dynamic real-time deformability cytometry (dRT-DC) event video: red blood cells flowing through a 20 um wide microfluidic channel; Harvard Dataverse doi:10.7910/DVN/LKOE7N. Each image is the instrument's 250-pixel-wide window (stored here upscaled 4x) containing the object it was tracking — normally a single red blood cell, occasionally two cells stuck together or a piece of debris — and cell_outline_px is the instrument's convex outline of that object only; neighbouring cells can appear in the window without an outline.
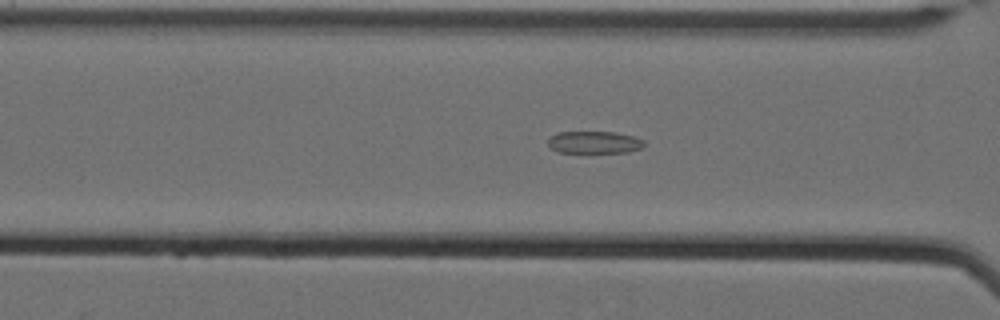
{"species": "Egyptian fruit bat (a non-hibernating species)", "species_latin": "Rousettus aegyptiacus", "temperature_condition": "cold", "stored_images_in_passage": 48, "camera_frame_rate_fps": 3000, "um_per_image_px": 0.085, "animal": {"sex": "female"}, "frame": {"image": 1, "passage_image": 14, "time_ms": 4.333, "image_size_px": [1000, 320], "cell_outline_px": [[644, 148], [628, 152], [556, 152], [548, 144], [548, 136], [556, 132], [616, 132], [632, 136], [644, 140]], "centroid_in_image_um": [50.5, 12.09], "position_along_channel_um": 116.1, "area_um2": 12.54}}
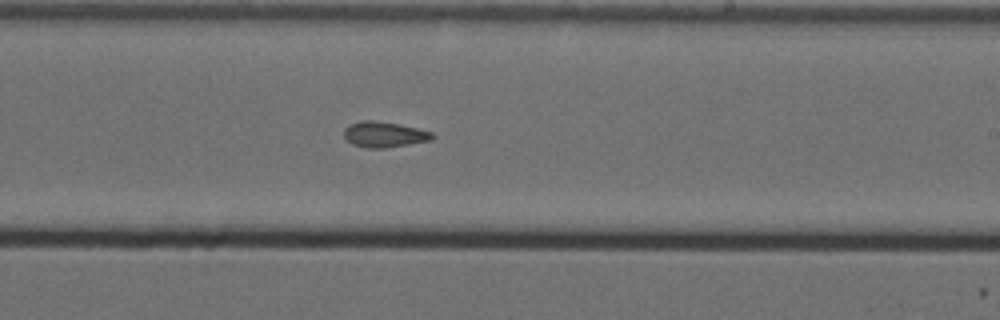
{"frame": {"image": 2, "passage_image": 26, "time_ms": 8.333, "image_size_px": [1000, 320], "cell_outline_px": [[436, 136], [432, 140], [384, 148], [368, 148], [352, 144], [344, 136], [344, 128], [348, 124], [360, 120], [372, 120], [400, 124], [432, 132]], "centroid_in_image_um": [32.65, 11.42], "position_along_channel_um": 256.4, "area_um2": 13.24}}
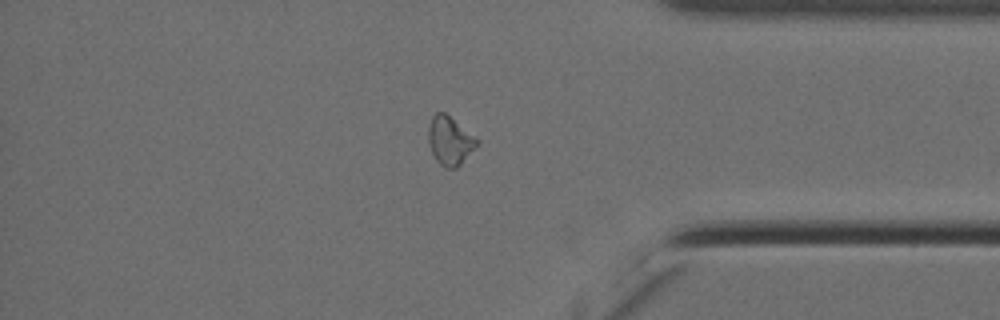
{"frame": {"image": 3, "passage_image": 39, "time_ms": 12.667, "image_size_px": [1000, 320], "cell_outline_px": [[480, 144], [456, 168], [444, 168], [436, 160], [428, 144], [428, 124], [432, 116], [436, 112], [444, 112], [476, 136], [480, 140]], "centroid_in_image_um": [38.25, 11.95], "position_along_channel_um": 396.9, "area_um2": 13.99}, "authors_computed_cell_mechanics": {"area_um2": 13.3807, "velocity_mm_per_s": 3.4952, "shape_relaxation_time_tau1_ms": null, "shape_relaxation_time_tau2_ms": 3.5595, "deformation_change_tau1": null, "deformation_change_tau2": 0.102}}